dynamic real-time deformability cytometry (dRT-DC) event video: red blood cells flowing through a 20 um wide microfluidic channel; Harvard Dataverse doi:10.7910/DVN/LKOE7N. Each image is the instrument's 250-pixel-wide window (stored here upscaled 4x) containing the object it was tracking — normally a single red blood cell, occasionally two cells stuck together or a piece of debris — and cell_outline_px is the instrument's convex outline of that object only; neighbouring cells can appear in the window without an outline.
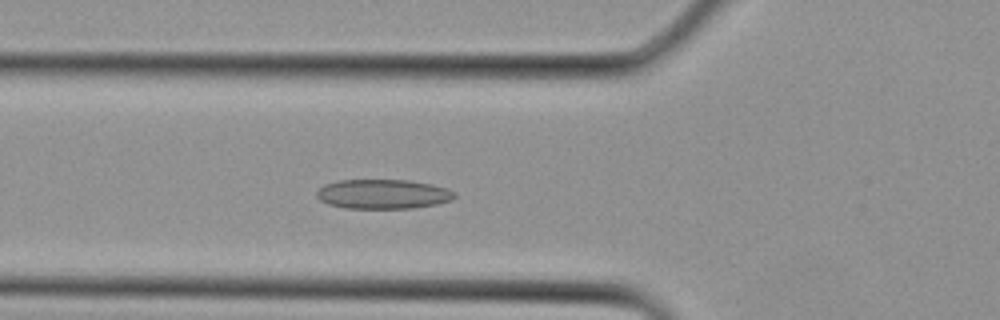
{"species": "Egyptian fruit bat (a non-hibernating species)", "species_latin": "Rousettus aegyptiacus", "temperature_condition": "cold", "stored_images_in_passage": 32, "camera_frame_rate_fps": 3000, "um_per_image_px": 0.085, "animal": {"sex": "female"}, "frame": {"image": 1, "passage_image": 11, "time_ms": 3.333, "image_size_px": [1000, 320], "cell_outline_px": [[456, 196], [452, 200], [436, 204], [412, 208], [344, 208], [328, 204], [320, 200], [316, 196], [316, 192], [324, 184], [340, 180], [408, 180], [432, 184], [448, 188], [456, 192]], "centroid_in_image_um": [32.57, 16.49], "position_along_channel_um": 93.2, "area_um2": 23.81}}
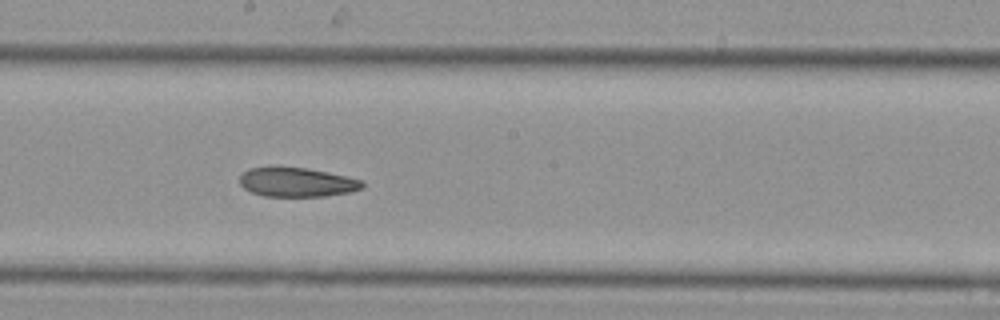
{"frame": {"image": 2, "passage_image": 17, "time_ms": 5.333, "image_size_px": [1000, 320], "cell_outline_px": [[364, 188], [352, 192], [324, 196], [264, 196], [252, 192], [244, 188], [240, 184], [240, 176], [248, 168], [276, 164], [308, 168], [328, 172], [364, 180]], "centroid_in_image_um": [25.23, 15.45], "position_along_channel_um": 223.0, "area_um2": 21.62}}
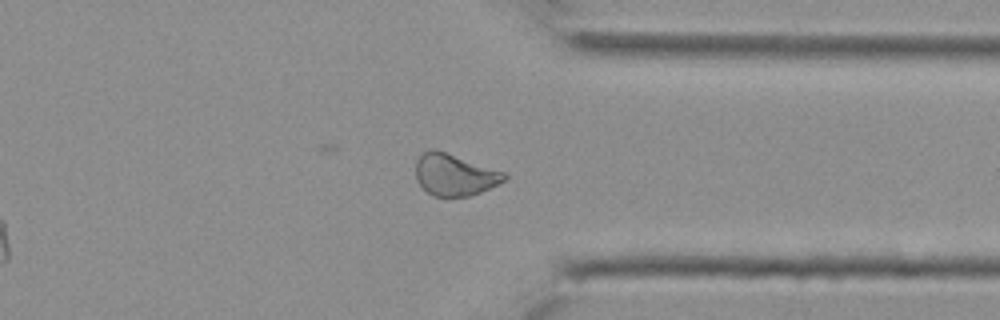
{"frame": {"image": 3, "passage_image": 24, "time_ms": 7.667, "image_size_px": [1000, 320], "cell_outline_px": [[508, 176], [504, 180], [480, 192], [468, 196], [432, 196], [416, 180], [416, 160], [428, 148], [436, 148], [504, 172]], "centroid_in_image_um": [38.6, 14.83], "position_along_channel_um": 372.8, "area_um2": 21.39}}